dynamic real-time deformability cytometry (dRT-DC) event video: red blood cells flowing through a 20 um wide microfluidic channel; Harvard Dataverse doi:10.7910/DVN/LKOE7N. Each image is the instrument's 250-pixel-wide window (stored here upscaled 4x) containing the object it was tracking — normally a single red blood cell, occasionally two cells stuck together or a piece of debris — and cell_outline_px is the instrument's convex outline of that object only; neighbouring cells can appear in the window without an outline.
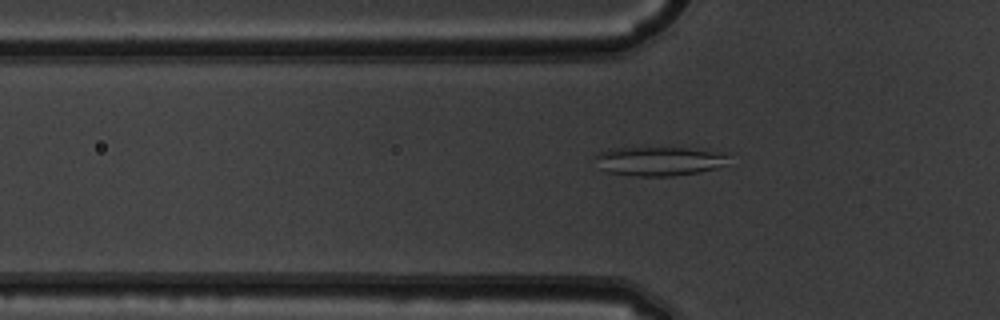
{"species": "common noctule bat (a hibernating species)", "species_latin": "Nyctalus noctula", "temperature_condition": "warm", "stored_images_in_passage": 47, "camera_frame_rate_fps": 3000, "um_per_image_px": 0.085, "animal": {"sex": "male", "body_mass_g": 19.5, "forearm_length_mm": 54.6}, "frame": {"image": 1, "passage_image": 18, "time_ms": 5.667, "image_size_px": [1000, 320], "cell_outline_px": [[728, 164], [716, 168], [700, 172], [672, 176], [636, 176], [608, 172], [600, 168], [592, 156], [600, 152], [612, 148], [688, 148], [728, 152]], "centroid_in_image_um": [56.06, 13.69], "position_along_channel_um": 69.7, "area_um2": 22.89}}
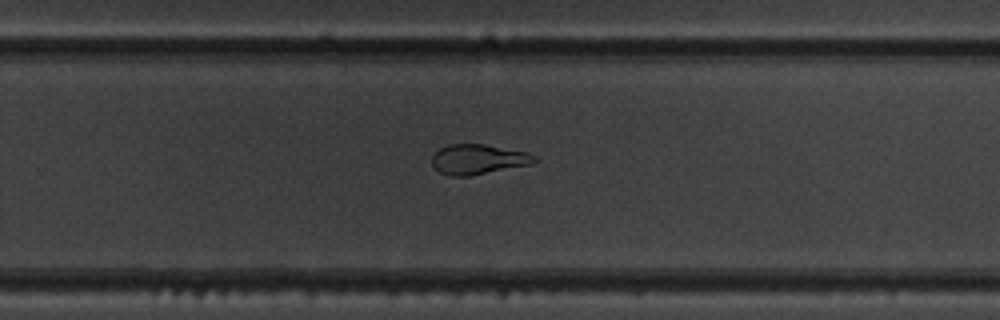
{"frame": {"image": 2, "passage_image": 35, "time_ms": 11.333, "image_size_px": [1000, 320], "cell_outline_px": [[540, 160], [532, 164], [468, 176], [448, 176], [440, 172], [432, 164], [432, 156], [440, 148], [448, 144], [484, 144], [528, 152], [536, 156]], "centroid_in_image_um": [40.67, 13.54], "position_along_channel_um": 289.1, "area_um2": 17.98}}
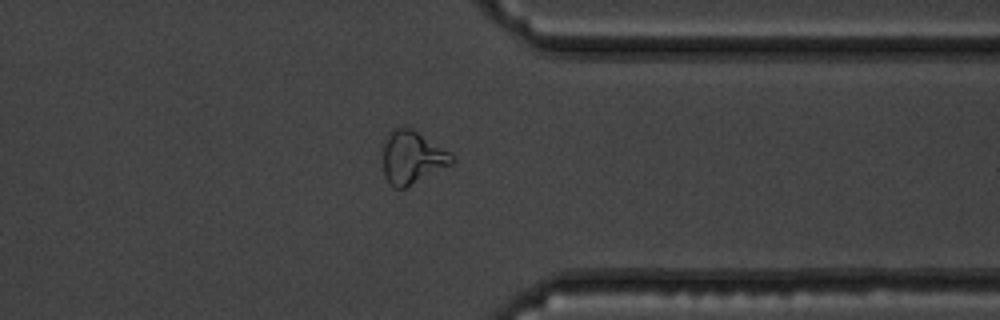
{"frame": {"image": 3, "passage_image": 42, "time_ms": 13.667, "image_size_px": [1000, 320], "cell_outline_px": [[456, 160], [452, 164], [404, 188], [396, 188], [384, 176], [384, 144], [388, 132], [392, 128], [412, 128], [452, 152]], "centroid_in_image_um": [35.07, 13.35], "position_along_channel_um": 376.3, "area_um2": 21.15}}